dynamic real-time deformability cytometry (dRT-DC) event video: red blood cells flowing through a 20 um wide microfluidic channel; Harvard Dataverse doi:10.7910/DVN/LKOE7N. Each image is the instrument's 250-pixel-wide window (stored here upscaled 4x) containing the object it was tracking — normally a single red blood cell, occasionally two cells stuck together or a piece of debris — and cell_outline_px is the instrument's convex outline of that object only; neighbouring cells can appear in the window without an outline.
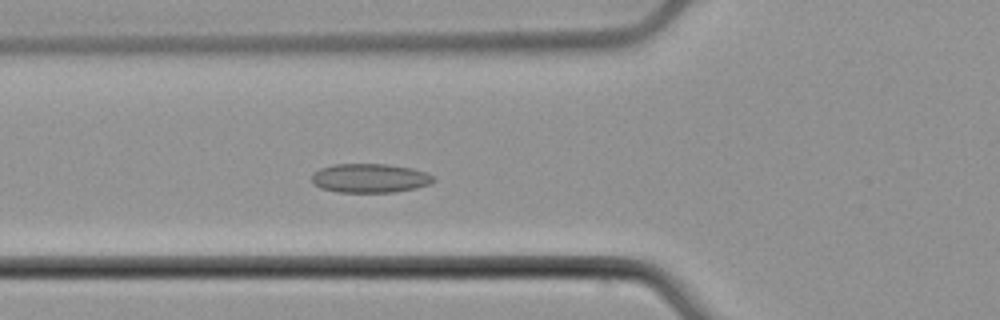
{"species": "common noctule bat (a hibernating species)", "species_latin": "Nyctalus noctula", "temperature_condition": "cold", "stored_images_in_passage": 45, "camera_frame_rate_fps": 3000, "um_per_image_px": 0.085, "animal": {"sex": "male", "body_mass_g": 21.5, "forearm_length_mm": 52.0}, "frame": {"image": 1, "passage_image": 18, "time_ms": 5.667, "image_size_px": [1000, 320], "cell_outline_px": [[436, 180], [432, 184], [416, 188], [396, 192], [336, 192], [320, 188], [312, 184], [312, 176], [320, 168], [332, 164], [388, 164], [412, 168], [436, 176]], "centroid_in_image_um": [31.47, 15.15], "position_along_channel_um": 94.3, "area_um2": 20.87}}
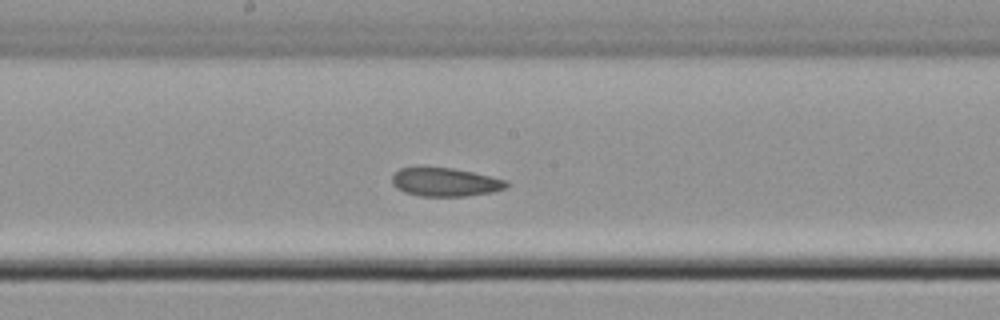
{"frame": {"image": 2, "passage_image": 27, "time_ms": 8.667, "image_size_px": [1000, 320], "cell_outline_px": [[508, 188], [492, 192], [464, 196], [420, 196], [404, 192], [396, 188], [392, 184], [392, 176], [400, 168], [452, 168], [472, 172], [508, 180]], "centroid_in_image_um": [37.86, 15.49], "position_along_channel_um": 210.3, "area_um2": 18.9}}
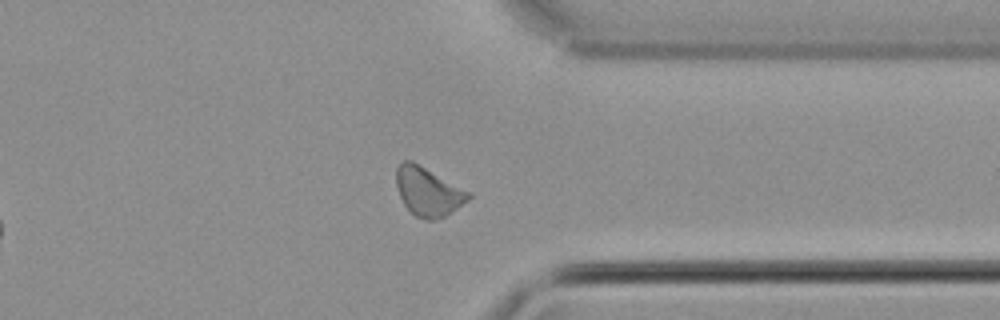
{"frame": {"image": 3, "passage_image": 40, "time_ms": 13.0, "image_size_px": [1000, 320], "cell_outline_px": [[472, 196], [468, 200], [444, 216], [436, 220], [428, 220], [416, 216], [404, 204], [400, 196], [396, 184], [396, 168], [404, 160], [412, 160], [472, 192]], "centroid_in_image_um": [36.4, 16.26], "position_along_channel_um": 375.0, "area_um2": 20.46}, "authors_computed_cell_mechanics": {"area_um2": 20.1144, "velocity_mm_per_s": 3.8755, "shape_relaxation_time_tau1_ms": 10.6496, "shape_relaxation_time_tau2_ms": 5.1868, "deformation_change_tau1": 0.0876, "deformation_change_tau2": 0.1015}}